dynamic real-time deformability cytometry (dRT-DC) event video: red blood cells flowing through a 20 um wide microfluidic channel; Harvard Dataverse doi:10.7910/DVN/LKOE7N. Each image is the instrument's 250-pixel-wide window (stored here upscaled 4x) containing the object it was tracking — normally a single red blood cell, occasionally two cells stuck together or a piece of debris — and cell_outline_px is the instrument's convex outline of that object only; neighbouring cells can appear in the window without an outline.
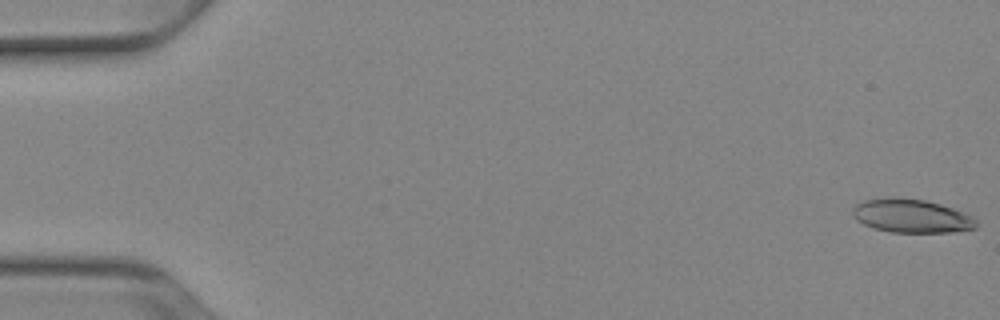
{"species": "Egyptian fruit bat (a non-hibernating species)", "species_latin": "Rousettus aegyptiacus", "temperature_condition": "cold", "stored_images_in_passage": 52, "camera_frame_rate_fps": 3000, "um_per_image_px": 0.085, "animal": {"sex": "female"}, "frame": {"image": 1, "passage_image": 1, "time_ms": 0.0, "image_size_px": [1000, 320], "cell_outline_px": [[976, 228], [952, 232], [892, 232], [872, 228], [856, 220], [852, 216], [852, 208], [856, 204], [864, 200], [892, 196], [896, 196], [924, 200], [940, 204], [976, 216]], "centroid_in_image_um": [77.46, 18.34], "position_along_channel_um": 7.5, "area_um2": 24.51}}
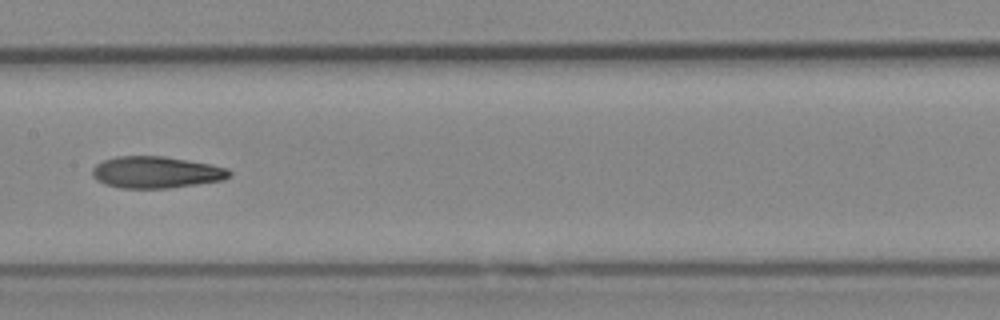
{"frame": {"image": 2, "passage_image": 27, "time_ms": 8.667, "image_size_px": [1000, 320], "cell_outline_px": [[232, 176], [224, 180], [168, 188], [120, 188], [104, 184], [96, 180], [92, 176], [92, 168], [96, 164], [104, 160], [116, 156], [164, 156], [212, 164], [228, 168], [232, 172]], "centroid_in_image_um": [13.28, 14.64], "position_along_channel_um": 194.1, "area_um2": 25.55}}
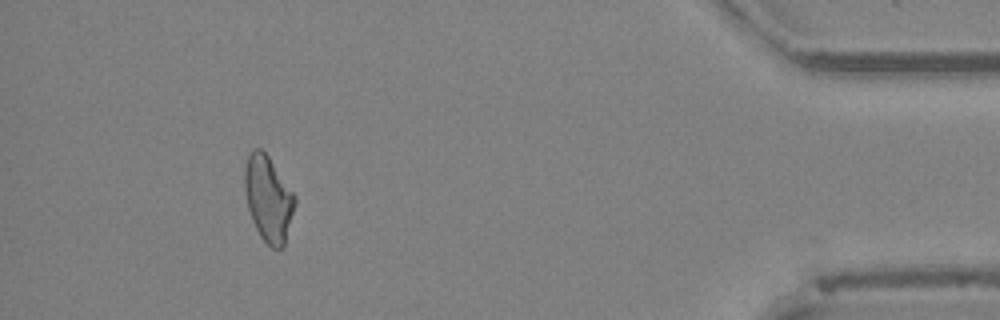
{"frame": {"image": 3, "passage_image": 48, "time_ms": 15.667, "image_size_px": [1000, 320], "cell_outline_px": [[296, 204], [284, 244], [280, 248], [272, 248], [260, 236], [252, 220], [248, 208], [244, 188], [244, 168], [248, 152], [252, 148], [260, 148], [268, 156], [296, 196]], "centroid_in_image_um": [22.79, 16.85], "position_along_channel_um": 412.4, "area_um2": 25.03}, "authors_computed_cell_mechanics": {"area_um2": 24.9407, "velocity_mm_per_s": 3.9251, "shape_relaxation_time_tau1_ms": null, "shape_relaxation_time_tau2_ms": 3.4686, "deformation_change_tau1": null, "deformation_change_tau2": 0.1191}}